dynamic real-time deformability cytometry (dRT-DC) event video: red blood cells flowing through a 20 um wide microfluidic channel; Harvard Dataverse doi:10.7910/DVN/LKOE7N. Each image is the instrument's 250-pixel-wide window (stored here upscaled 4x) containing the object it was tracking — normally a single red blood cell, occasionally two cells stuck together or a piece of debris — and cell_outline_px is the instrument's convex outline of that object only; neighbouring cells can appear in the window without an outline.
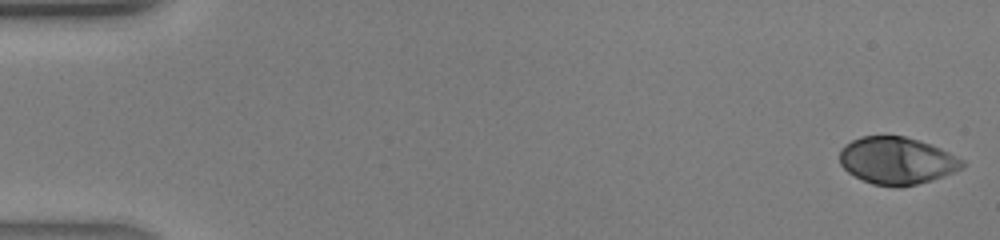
{"species": "human", "species_latin": "Homo sapiens", "temperature_condition": "warm", "stored_images_in_passage": 42, "camera_frame_rate_fps": 3000, "um_per_image_px": 0.085, "donor": {"sex": "male"}, "frame": {"image": 1, "passage_image": 1, "time_ms": 0.0, "image_size_px": [1000, 240], "cell_outline_px": [[964, 168], [932, 180], [900, 188], [872, 184], [848, 172], [840, 164], [840, 152], [852, 140], [864, 136], [904, 136], [940, 148], [964, 160]], "centroid_in_image_um": [76.25, 13.68], "position_along_channel_um": 8.7, "area_um2": 33.41}}
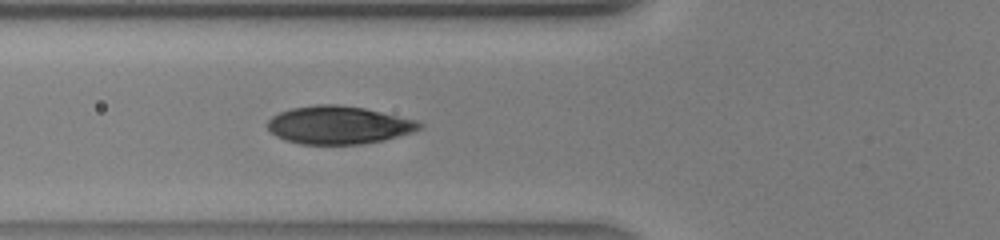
{"frame": {"image": 2, "passage_image": 16, "time_ms": 5.0, "image_size_px": [1000, 240], "cell_outline_px": [[424, 124], [420, 128], [412, 132], [384, 140], [360, 144], [300, 144], [284, 140], [276, 136], [268, 128], [268, 120], [272, 116], [280, 112], [292, 108], [316, 104], [336, 104], [364, 108], [416, 120]], "centroid_in_image_um": [28.77, 10.63], "position_along_channel_um": 97.0, "area_um2": 33.47}}
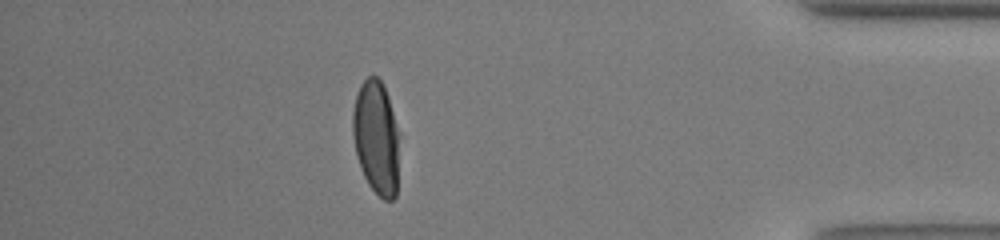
{"frame": {"image": 3, "passage_image": 37, "time_ms": 12.0, "image_size_px": [1000, 240], "cell_outline_px": [[400, 136], [396, 196], [392, 200], [384, 200], [368, 184], [360, 168], [356, 156], [352, 132], [352, 112], [356, 96], [360, 84], [368, 76], [376, 76], [380, 80], [388, 96]], "centroid_in_image_um": [31.98, 11.7], "position_along_channel_um": 403.2, "area_um2": 31.27}}